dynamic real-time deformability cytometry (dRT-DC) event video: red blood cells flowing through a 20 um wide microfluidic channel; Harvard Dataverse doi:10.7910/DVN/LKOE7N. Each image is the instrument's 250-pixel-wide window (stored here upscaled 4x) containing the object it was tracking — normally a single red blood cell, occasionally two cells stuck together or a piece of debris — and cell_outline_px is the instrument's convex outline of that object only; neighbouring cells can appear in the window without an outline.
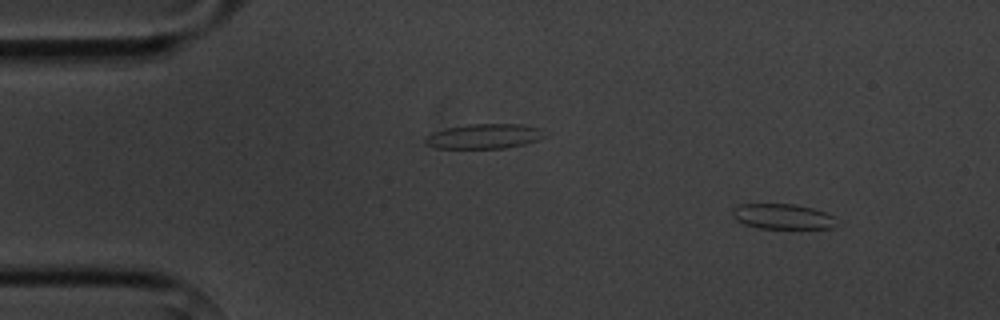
{"species": "common noctule bat (a hibernating species)", "species_latin": "Nyctalus noctula", "temperature_condition": "cold", "stored_images_in_passage": 3, "camera_frame_rate_fps": 3000, "um_per_image_px": 0.085, "animal": {"sex": "male", "body_mass_g": 20.1, "forearm_length_mm": 53.5}, "frame": {"image": 1, "passage_image": 1, "time_ms": 0.0, "image_size_px": [1000, 320], "cell_outline_px": [[836, 224], [832, 228], [756, 228], [744, 224], [736, 220], [732, 216], [732, 208], [740, 204], [792, 204], [812, 208], [824, 212], [832, 216]], "centroid_in_image_um": [66.45, 18.4], "position_along_channel_um": 18.6, "area_um2": 15.2}}
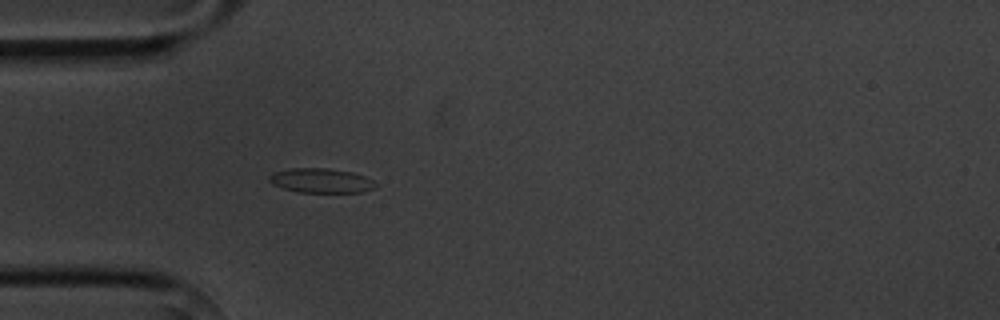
{"frame": {"image": 2, "passage_image": 3, "time_ms": 3.333, "image_size_px": [1000, 320], "cell_outline_px": [[376, 188], [360, 192], [296, 192], [272, 184], [268, 180], [268, 176], [272, 172], [288, 168], [328, 168], [352, 172], [364, 176], [372, 180], [376, 184]], "centroid_in_image_um": [27.25, 15.34], "position_along_channel_um": 57.8, "area_um2": 15.26}}